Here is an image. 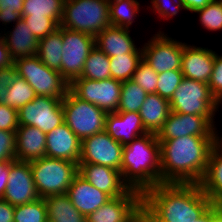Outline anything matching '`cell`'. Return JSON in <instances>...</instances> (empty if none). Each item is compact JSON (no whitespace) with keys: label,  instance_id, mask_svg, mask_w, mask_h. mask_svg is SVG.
Here are the masks:
<instances>
[{"label":"cell","instance_id":"cell-1","mask_svg":"<svg viewBox=\"0 0 222 222\" xmlns=\"http://www.w3.org/2000/svg\"><path fill=\"white\" fill-rule=\"evenodd\" d=\"M212 205L200 184H157L142 194V207L151 222H191Z\"/></svg>","mask_w":222,"mask_h":222},{"label":"cell","instance_id":"cell-2","mask_svg":"<svg viewBox=\"0 0 222 222\" xmlns=\"http://www.w3.org/2000/svg\"><path fill=\"white\" fill-rule=\"evenodd\" d=\"M159 143L161 184H199L217 136H184Z\"/></svg>","mask_w":222,"mask_h":222},{"label":"cell","instance_id":"cell-3","mask_svg":"<svg viewBox=\"0 0 222 222\" xmlns=\"http://www.w3.org/2000/svg\"><path fill=\"white\" fill-rule=\"evenodd\" d=\"M121 177L123 182L142 194L161 184L160 143L155 133H146L123 147Z\"/></svg>","mask_w":222,"mask_h":222},{"label":"cell","instance_id":"cell-4","mask_svg":"<svg viewBox=\"0 0 222 222\" xmlns=\"http://www.w3.org/2000/svg\"><path fill=\"white\" fill-rule=\"evenodd\" d=\"M59 26L96 36L111 26L109 0H65Z\"/></svg>","mask_w":222,"mask_h":222},{"label":"cell","instance_id":"cell-5","mask_svg":"<svg viewBox=\"0 0 222 222\" xmlns=\"http://www.w3.org/2000/svg\"><path fill=\"white\" fill-rule=\"evenodd\" d=\"M12 71L24 78L37 96L64 98L69 91L70 84L61 73L46 66L37 55L14 60Z\"/></svg>","mask_w":222,"mask_h":222},{"label":"cell","instance_id":"cell-6","mask_svg":"<svg viewBox=\"0 0 222 222\" xmlns=\"http://www.w3.org/2000/svg\"><path fill=\"white\" fill-rule=\"evenodd\" d=\"M30 167L40 198L65 194L78 174L77 163L49 157L31 161Z\"/></svg>","mask_w":222,"mask_h":222},{"label":"cell","instance_id":"cell-7","mask_svg":"<svg viewBox=\"0 0 222 222\" xmlns=\"http://www.w3.org/2000/svg\"><path fill=\"white\" fill-rule=\"evenodd\" d=\"M169 103L170 110L175 113L216 116L220 110L218 101L207 83L185 77L174 91Z\"/></svg>","mask_w":222,"mask_h":222},{"label":"cell","instance_id":"cell-8","mask_svg":"<svg viewBox=\"0 0 222 222\" xmlns=\"http://www.w3.org/2000/svg\"><path fill=\"white\" fill-rule=\"evenodd\" d=\"M62 108L64 122L81 141L105 131L107 113L96 105L79 99L70 90L62 99Z\"/></svg>","mask_w":222,"mask_h":222},{"label":"cell","instance_id":"cell-9","mask_svg":"<svg viewBox=\"0 0 222 222\" xmlns=\"http://www.w3.org/2000/svg\"><path fill=\"white\" fill-rule=\"evenodd\" d=\"M162 27L151 35L142 45V59L148 63L157 74L171 70H181L183 41L177 40ZM161 30V31H160ZM168 34V35H167ZM170 35V36H169Z\"/></svg>","mask_w":222,"mask_h":222},{"label":"cell","instance_id":"cell-10","mask_svg":"<svg viewBox=\"0 0 222 222\" xmlns=\"http://www.w3.org/2000/svg\"><path fill=\"white\" fill-rule=\"evenodd\" d=\"M122 82L113 78L89 80L76 78L70 83L69 90L79 99L101 108L106 113L117 112Z\"/></svg>","mask_w":222,"mask_h":222},{"label":"cell","instance_id":"cell-11","mask_svg":"<svg viewBox=\"0 0 222 222\" xmlns=\"http://www.w3.org/2000/svg\"><path fill=\"white\" fill-rule=\"evenodd\" d=\"M63 98L36 96L18 110L19 126H32L45 134L64 123Z\"/></svg>","mask_w":222,"mask_h":222},{"label":"cell","instance_id":"cell-12","mask_svg":"<svg viewBox=\"0 0 222 222\" xmlns=\"http://www.w3.org/2000/svg\"><path fill=\"white\" fill-rule=\"evenodd\" d=\"M62 38L61 75L70 84L81 76L85 60L95 47V36L62 27Z\"/></svg>","mask_w":222,"mask_h":222},{"label":"cell","instance_id":"cell-13","mask_svg":"<svg viewBox=\"0 0 222 222\" xmlns=\"http://www.w3.org/2000/svg\"><path fill=\"white\" fill-rule=\"evenodd\" d=\"M216 116H201L171 111L163 127L156 134L158 141L184 136H217Z\"/></svg>","mask_w":222,"mask_h":222},{"label":"cell","instance_id":"cell-14","mask_svg":"<svg viewBox=\"0 0 222 222\" xmlns=\"http://www.w3.org/2000/svg\"><path fill=\"white\" fill-rule=\"evenodd\" d=\"M123 145L106 131L82 140L79 164H98L121 172Z\"/></svg>","mask_w":222,"mask_h":222},{"label":"cell","instance_id":"cell-15","mask_svg":"<svg viewBox=\"0 0 222 222\" xmlns=\"http://www.w3.org/2000/svg\"><path fill=\"white\" fill-rule=\"evenodd\" d=\"M39 198L30 162L10 161L8 184L2 199L16 206L31 203Z\"/></svg>","mask_w":222,"mask_h":222},{"label":"cell","instance_id":"cell-16","mask_svg":"<svg viewBox=\"0 0 222 222\" xmlns=\"http://www.w3.org/2000/svg\"><path fill=\"white\" fill-rule=\"evenodd\" d=\"M142 208V193L129 189L86 217V222H128Z\"/></svg>","mask_w":222,"mask_h":222},{"label":"cell","instance_id":"cell-17","mask_svg":"<svg viewBox=\"0 0 222 222\" xmlns=\"http://www.w3.org/2000/svg\"><path fill=\"white\" fill-rule=\"evenodd\" d=\"M216 51L212 48L183 42L181 71L185 78L209 83Z\"/></svg>","mask_w":222,"mask_h":222},{"label":"cell","instance_id":"cell-18","mask_svg":"<svg viewBox=\"0 0 222 222\" xmlns=\"http://www.w3.org/2000/svg\"><path fill=\"white\" fill-rule=\"evenodd\" d=\"M82 141L64 122L46 133V157L79 164Z\"/></svg>","mask_w":222,"mask_h":222},{"label":"cell","instance_id":"cell-19","mask_svg":"<svg viewBox=\"0 0 222 222\" xmlns=\"http://www.w3.org/2000/svg\"><path fill=\"white\" fill-rule=\"evenodd\" d=\"M78 173L111 198L122 196L130 189L123 182L120 171L114 168L98 164H78Z\"/></svg>","mask_w":222,"mask_h":222},{"label":"cell","instance_id":"cell-20","mask_svg":"<svg viewBox=\"0 0 222 222\" xmlns=\"http://www.w3.org/2000/svg\"><path fill=\"white\" fill-rule=\"evenodd\" d=\"M73 206L85 217L107 203L111 197L91 185L79 173L66 192Z\"/></svg>","mask_w":222,"mask_h":222},{"label":"cell","instance_id":"cell-21","mask_svg":"<svg viewBox=\"0 0 222 222\" xmlns=\"http://www.w3.org/2000/svg\"><path fill=\"white\" fill-rule=\"evenodd\" d=\"M105 131L123 146L146 133L139 112L107 113Z\"/></svg>","mask_w":222,"mask_h":222},{"label":"cell","instance_id":"cell-22","mask_svg":"<svg viewBox=\"0 0 222 222\" xmlns=\"http://www.w3.org/2000/svg\"><path fill=\"white\" fill-rule=\"evenodd\" d=\"M130 32L127 28L109 26L95 36V46L108 57L142 53V47H137Z\"/></svg>","mask_w":222,"mask_h":222},{"label":"cell","instance_id":"cell-23","mask_svg":"<svg viewBox=\"0 0 222 222\" xmlns=\"http://www.w3.org/2000/svg\"><path fill=\"white\" fill-rule=\"evenodd\" d=\"M46 157V134L32 126L16 130V160L31 162Z\"/></svg>","mask_w":222,"mask_h":222},{"label":"cell","instance_id":"cell-24","mask_svg":"<svg viewBox=\"0 0 222 222\" xmlns=\"http://www.w3.org/2000/svg\"><path fill=\"white\" fill-rule=\"evenodd\" d=\"M13 28L3 31V37L12 61L18 58L37 55L38 40L32 34L23 19L17 21Z\"/></svg>","mask_w":222,"mask_h":222},{"label":"cell","instance_id":"cell-25","mask_svg":"<svg viewBox=\"0 0 222 222\" xmlns=\"http://www.w3.org/2000/svg\"><path fill=\"white\" fill-rule=\"evenodd\" d=\"M213 204L222 206V145H214L206 172L199 183Z\"/></svg>","mask_w":222,"mask_h":222},{"label":"cell","instance_id":"cell-26","mask_svg":"<svg viewBox=\"0 0 222 222\" xmlns=\"http://www.w3.org/2000/svg\"><path fill=\"white\" fill-rule=\"evenodd\" d=\"M36 96L34 89L24 78L19 77L13 71L6 74L0 93V101L19 110Z\"/></svg>","mask_w":222,"mask_h":222},{"label":"cell","instance_id":"cell-27","mask_svg":"<svg viewBox=\"0 0 222 222\" xmlns=\"http://www.w3.org/2000/svg\"><path fill=\"white\" fill-rule=\"evenodd\" d=\"M170 110L169 100L157 93L147 94L139 114L147 132L157 134L167 120Z\"/></svg>","mask_w":222,"mask_h":222},{"label":"cell","instance_id":"cell-28","mask_svg":"<svg viewBox=\"0 0 222 222\" xmlns=\"http://www.w3.org/2000/svg\"><path fill=\"white\" fill-rule=\"evenodd\" d=\"M43 199L47 207L48 222H86V217L73 206L66 193Z\"/></svg>","mask_w":222,"mask_h":222},{"label":"cell","instance_id":"cell-29","mask_svg":"<svg viewBox=\"0 0 222 222\" xmlns=\"http://www.w3.org/2000/svg\"><path fill=\"white\" fill-rule=\"evenodd\" d=\"M62 27L38 40L37 56L46 66L61 73L62 60Z\"/></svg>","mask_w":222,"mask_h":222},{"label":"cell","instance_id":"cell-30","mask_svg":"<svg viewBox=\"0 0 222 222\" xmlns=\"http://www.w3.org/2000/svg\"><path fill=\"white\" fill-rule=\"evenodd\" d=\"M138 0H109V20L111 26L131 29L139 19L141 7ZM137 18V19H136Z\"/></svg>","mask_w":222,"mask_h":222},{"label":"cell","instance_id":"cell-31","mask_svg":"<svg viewBox=\"0 0 222 222\" xmlns=\"http://www.w3.org/2000/svg\"><path fill=\"white\" fill-rule=\"evenodd\" d=\"M110 77V58L95 46L87 56L82 74L78 78L98 81Z\"/></svg>","mask_w":222,"mask_h":222},{"label":"cell","instance_id":"cell-32","mask_svg":"<svg viewBox=\"0 0 222 222\" xmlns=\"http://www.w3.org/2000/svg\"><path fill=\"white\" fill-rule=\"evenodd\" d=\"M65 0H24L22 16H46L59 24L63 15Z\"/></svg>","mask_w":222,"mask_h":222},{"label":"cell","instance_id":"cell-33","mask_svg":"<svg viewBox=\"0 0 222 222\" xmlns=\"http://www.w3.org/2000/svg\"><path fill=\"white\" fill-rule=\"evenodd\" d=\"M147 92L132 80L122 82L117 112H139Z\"/></svg>","mask_w":222,"mask_h":222},{"label":"cell","instance_id":"cell-34","mask_svg":"<svg viewBox=\"0 0 222 222\" xmlns=\"http://www.w3.org/2000/svg\"><path fill=\"white\" fill-rule=\"evenodd\" d=\"M109 58L111 78L123 82L132 79L133 73L142 60V53H126Z\"/></svg>","mask_w":222,"mask_h":222},{"label":"cell","instance_id":"cell-35","mask_svg":"<svg viewBox=\"0 0 222 222\" xmlns=\"http://www.w3.org/2000/svg\"><path fill=\"white\" fill-rule=\"evenodd\" d=\"M14 222H48L44 199L39 198L31 203L16 205Z\"/></svg>","mask_w":222,"mask_h":222},{"label":"cell","instance_id":"cell-36","mask_svg":"<svg viewBox=\"0 0 222 222\" xmlns=\"http://www.w3.org/2000/svg\"><path fill=\"white\" fill-rule=\"evenodd\" d=\"M198 14L199 24L208 32L222 31V5L218 0H213L204 8L194 12Z\"/></svg>","mask_w":222,"mask_h":222},{"label":"cell","instance_id":"cell-37","mask_svg":"<svg viewBox=\"0 0 222 222\" xmlns=\"http://www.w3.org/2000/svg\"><path fill=\"white\" fill-rule=\"evenodd\" d=\"M149 3L148 6L145 5L146 9H149L150 13L153 12L160 21H171V18L177 16L180 11H186L182 0H150Z\"/></svg>","mask_w":222,"mask_h":222},{"label":"cell","instance_id":"cell-38","mask_svg":"<svg viewBox=\"0 0 222 222\" xmlns=\"http://www.w3.org/2000/svg\"><path fill=\"white\" fill-rule=\"evenodd\" d=\"M131 80L144 89L147 94L156 93L158 74L143 59L138 64Z\"/></svg>","mask_w":222,"mask_h":222},{"label":"cell","instance_id":"cell-39","mask_svg":"<svg viewBox=\"0 0 222 222\" xmlns=\"http://www.w3.org/2000/svg\"><path fill=\"white\" fill-rule=\"evenodd\" d=\"M26 25L31 30L37 40L45 38L48 34L53 33L59 23L51 17L46 16H22Z\"/></svg>","mask_w":222,"mask_h":222},{"label":"cell","instance_id":"cell-40","mask_svg":"<svg viewBox=\"0 0 222 222\" xmlns=\"http://www.w3.org/2000/svg\"><path fill=\"white\" fill-rule=\"evenodd\" d=\"M184 76L181 70L165 71L158 74L156 93L161 97L170 100L174 91L181 84Z\"/></svg>","mask_w":222,"mask_h":222},{"label":"cell","instance_id":"cell-41","mask_svg":"<svg viewBox=\"0 0 222 222\" xmlns=\"http://www.w3.org/2000/svg\"><path fill=\"white\" fill-rule=\"evenodd\" d=\"M23 3L24 0H0V22L4 26L3 31L7 30L10 23L12 27V22L14 25L22 19Z\"/></svg>","mask_w":222,"mask_h":222},{"label":"cell","instance_id":"cell-42","mask_svg":"<svg viewBox=\"0 0 222 222\" xmlns=\"http://www.w3.org/2000/svg\"><path fill=\"white\" fill-rule=\"evenodd\" d=\"M16 160V132L0 129V162Z\"/></svg>","mask_w":222,"mask_h":222},{"label":"cell","instance_id":"cell-43","mask_svg":"<svg viewBox=\"0 0 222 222\" xmlns=\"http://www.w3.org/2000/svg\"><path fill=\"white\" fill-rule=\"evenodd\" d=\"M18 127V110L0 101V129L16 132Z\"/></svg>","mask_w":222,"mask_h":222},{"label":"cell","instance_id":"cell-44","mask_svg":"<svg viewBox=\"0 0 222 222\" xmlns=\"http://www.w3.org/2000/svg\"><path fill=\"white\" fill-rule=\"evenodd\" d=\"M212 95L219 102L222 99V54L216 52L213 71L208 83Z\"/></svg>","mask_w":222,"mask_h":222},{"label":"cell","instance_id":"cell-45","mask_svg":"<svg viewBox=\"0 0 222 222\" xmlns=\"http://www.w3.org/2000/svg\"><path fill=\"white\" fill-rule=\"evenodd\" d=\"M13 70V61L9 56L4 37L0 39V71L8 73Z\"/></svg>","mask_w":222,"mask_h":222},{"label":"cell","instance_id":"cell-46","mask_svg":"<svg viewBox=\"0 0 222 222\" xmlns=\"http://www.w3.org/2000/svg\"><path fill=\"white\" fill-rule=\"evenodd\" d=\"M15 206L0 198V222H14Z\"/></svg>","mask_w":222,"mask_h":222},{"label":"cell","instance_id":"cell-47","mask_svg":"<svg viewBox=\"0 0 222 222\" xmlns=\"http://www.w3.org/2000/svg\"><path fill=\"white\" fill-rule=\"evenodd\" d=\"M10 171V161L0 162V198L3 197L7 184Z\"/></svg>","mask_w":222,"mask_h":222},{"label":"cell","instance_id":"cell-48","mask_svg":"<svg viewBox=\"0 0 222 222\" xmlns=\"http://www.w3.org/2000/svg\"><path fill=\"white\" fill-rule=\"evenodd\" d=\"M186 11L194 13L196 10L204 8L206 5L211 3L213 0H182Z\"/></svg>","mask_w":222,"mask_h":222},{"label":"cell","instance_id":"cell-49","mask_svg":"<svg viewBox=\"0 0 222 222\" xmlns=\"http://www.w3.org/2000/svg\"><path fill=\"white\" fill-rule=\"evenodd\" d=\"M212 222H222V206L212 205Z\"/></svg>","mask_w":222,"mask_h":222},{"label":"cell","instance_id":"cell-50","mask_svg":"<svg viewBox=\"0 0 222 222\" xmlns=\"http://www.w3.org/2000/svg\"><path fill=\"white\" fill-rule=\"evenodd\" d=\"M128 222H146V213L142 207Z\"/></svg>","mask_w":222,"mask_h":222},{"label":"cell","instance_id":"cell-51","mask_svg":"<svg viewBox=\"0 0 222 222\" xmlns=\"http://www.w3.org/2000/svg\"><path fill=\"white\" fill-rule=\"evenodd\" d=\"M191 222H212V206L201 217Z\"/></svg>","mask_w":222,"mask_h":222},{"label":"cell","instance_id":"cell-52","mask_svg":"<svg viewBox=\"0 0 222 222\" xmlns=\"http://www.w3.org/2000/svg\"><path fill=\"white\" fill-rule=\"evenodd\" d=\"M5 77H6V73L0 71V93L3 88Z\"/></svg>","mask_w":222,"mask_h":222},{"label":"cell","instance_id":"cell-53","mask_svg":"<svg viewBox=\"0 0 222 222\" xmlns=\"http://www.w3.org/2000/svg\"><path fill=\"white\" fill-rule=\"evenodd\" d=\"M221 132L218 130L217 142L222 145V135H219Z\"/></svg>","mask_w":222,"mask_h":222},{"label":"cell","instance_id":"cell-54","mask_svg":"<svg viewBox=\"0 0 222 222\" xmlns=\"http://www.w3.org/2000/svg\"><path fill=\"white\" fill-rule=\"evenodd\" d=\"M218 107L220 108H222V99L218 102Z\"/></svg>","mask_w":222,"mask_h":222},{"label":"cell","instance_id":"cell-55","mask_svg":"<svg viewBox=\"0 0 222 222\" xmlns=\"http://www.w3.org/2000/svg\"><path fill=\"white\" fill-rule=\"evenodd\" d=\"M0 32H1L0 33V39H1L3 37V29L2 28L0 29Z\"/></svg>","mask_w":222,"mask_h":222}]
</instances>
